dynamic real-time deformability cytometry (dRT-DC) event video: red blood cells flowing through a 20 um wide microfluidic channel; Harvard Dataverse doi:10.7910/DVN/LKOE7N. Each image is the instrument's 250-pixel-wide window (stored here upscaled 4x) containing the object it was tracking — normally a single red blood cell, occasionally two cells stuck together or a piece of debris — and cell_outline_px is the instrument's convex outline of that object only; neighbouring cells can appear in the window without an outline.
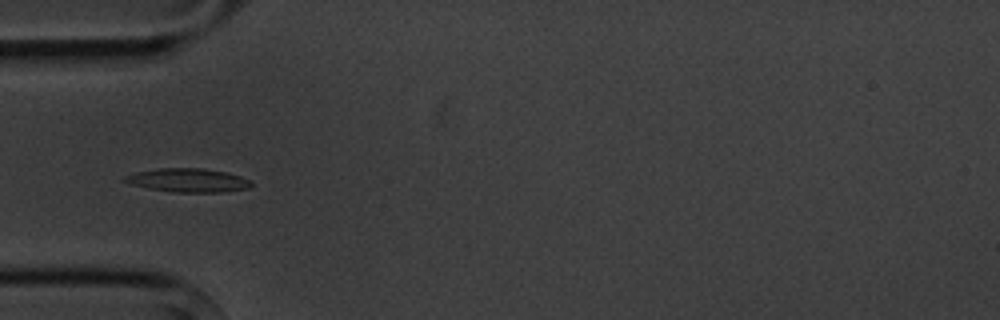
{"species": "common noctule bat (a hibernating species)", "species_latin": "Nyctalus noctula", "temperature_condition": "cold", "stored_images_in_passage": 8, "camera_frame_rate_fps": 3000, "um_per_image_px": 0.085, "animal": {"sex": "male", "body_mass_g": 20.1, "forearm_length_mm": 53.5}, "frame": {"image": 1, "passage_image": 4, "time_ms": 3.667, "image_size_px": [1000, 320], "cell_outline_px": [[252, 184], [248, 188], [224, 192], [172, 192], [148, 188], [132, 184], [120, 180], [124, 176], [136, 172], [160, 168], [204, 168], [228, 172], [252, 180]], "centroid_in_image_um": [16.0, 15.32], "position_along_channel_um": 69.0, "area_um2": 17.57}}
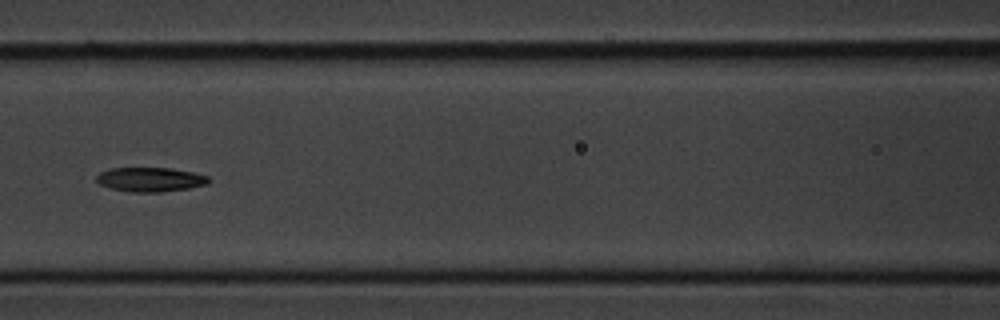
{"frame": {"image": 2, "passage_image": 6, "time_ms": 6.0, "image_size_px": [1000, 320], "cell_outline_px": [[208, 184], [188, 188], [160, 192], [132, 192], [112, 188], [100, 184], [96, 180], [96, 176], [100, 172], [108, 168], [172, 168], [192, 172], [208, 176]], "centroid_in_image_um": [12.76, 15.25], "position_along_channel_um": 153.8, "area_um2": 15.78}}
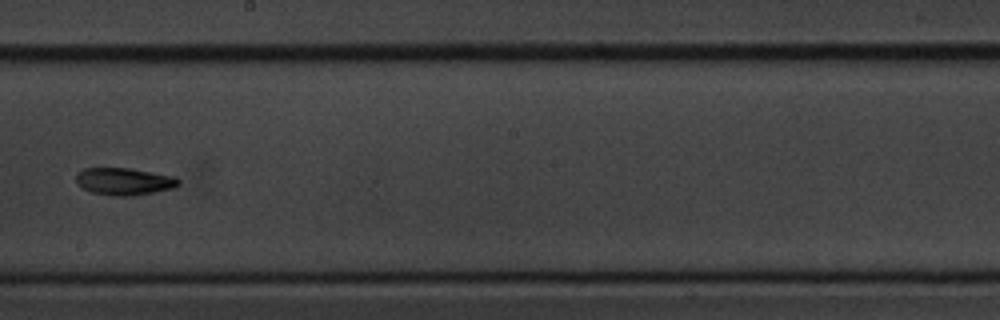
{"frame": {"image": 3, "passage_image": 8, "time_ms": 8.333, "image_size_px": [1000, 320], "cell_outline_px": [[180, 184], [172, 188], [132, 196], [112, 196], [92, 192], [80, 188], [76, 184], [76, 172], [84, 168], [128, 168], [172, 176], [180, 180]], "centroid_in_image_um": [10.47, 15.42], "position_along_channel_um": 237.7, "area_um2": 16.24}}